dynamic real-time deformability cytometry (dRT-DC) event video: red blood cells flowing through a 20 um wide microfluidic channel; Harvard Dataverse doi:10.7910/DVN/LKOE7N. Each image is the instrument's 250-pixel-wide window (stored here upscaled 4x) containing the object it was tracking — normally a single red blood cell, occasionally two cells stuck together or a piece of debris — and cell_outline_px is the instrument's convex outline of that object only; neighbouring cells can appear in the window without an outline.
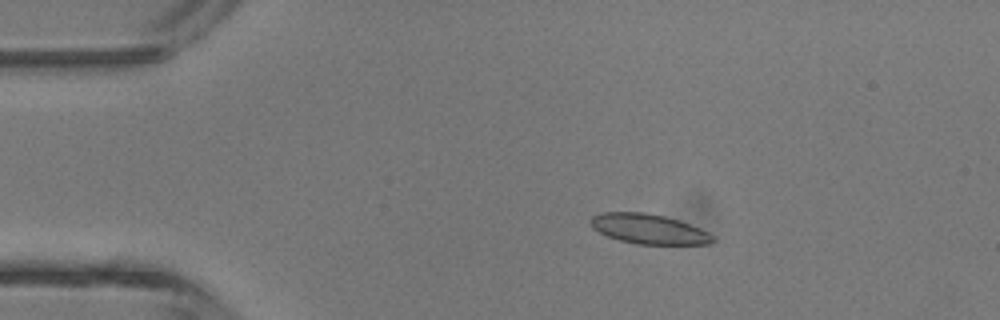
{"species": "common noctule bat (a hibernating species)", "species_latin": "Nyctalus noctula", "temperature_condition": "room temperature", "stored_images_in_passage": 5, "camera_frame_rate_fps": 3000, "um_per_image_px": 0.085, "animal": {"sex": "male", "body_mass_g": 13.3}, "frame": {"image": 1, "passage_image": 3, "time_ms": 2.333, "image_size_px": [1000, 320], "cell_outline_px": [[716, 240], [708, 244], [636, 244], [620, 240], [608, 236], [592, 228], [588, 220], [592, 216], [600, 212], [644, 212], [664, 216], [680, 220], [700, 228], [716, 236]], "centroid_in_image_um": [55.15, 19.45], "position_along_channel_um": 29.9, "area_um2": 21.44}}
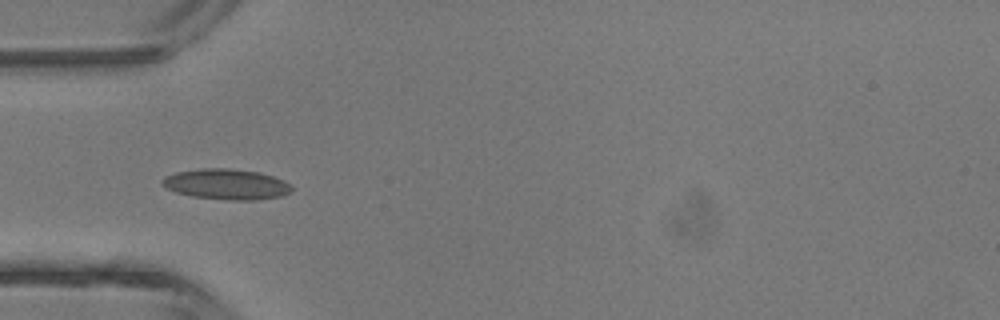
{"frame": {"image": 2, "passage_image": 4, "time_ms": 4.333, "image_size_px": [1000, 320], "cell_outline_px": [[292, 192], [284, 196], [256, 200], [228, 200], [192, 196], [176, 192], [168, 188], [160, 180], [176, 172], [200, 168], [228, 168], [260, 172], [284, 180], [292, 188]], "centroid_in_image_um": [19.3, 15.66], "position_along_channel_um": 65.7, "area_um2": 23.0}}
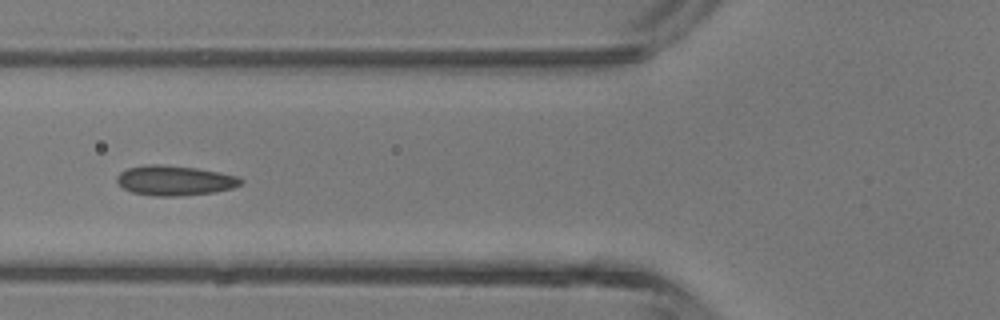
{"frame": {"image": 3, "passage_image": 5, "time_ms": 5.333, "image_size_px": [1000, 320], "cell_outline_px": [[244, 180], [240, 184], [232, 188], [216, 192], [180, 196], [152, 196], [132, 192], [124, 188], [116, 180], [116, 176], [120, 172], [128, 168], [148, 164], [160, 164], [196, 168], [220, 172], [236, 176]], "centroid_in_image_um": [14.84, 15.34], "position_along_channel_um": 111.0, "area_um2": 21.62}}